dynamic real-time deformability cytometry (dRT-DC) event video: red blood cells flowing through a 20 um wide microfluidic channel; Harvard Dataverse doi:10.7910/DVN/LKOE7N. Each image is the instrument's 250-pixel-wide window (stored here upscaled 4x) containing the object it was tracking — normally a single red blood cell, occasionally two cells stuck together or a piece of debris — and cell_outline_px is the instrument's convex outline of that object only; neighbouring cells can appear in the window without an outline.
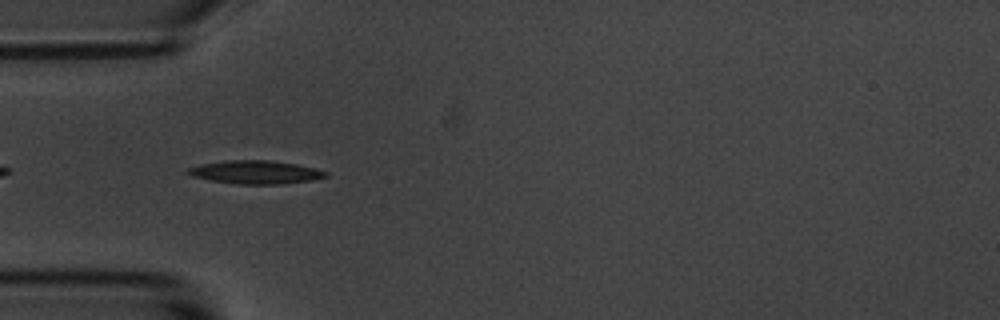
{"species": "common noctule bat (a hibernating species)", "species_latin": "Nyctalus noctula", "temperature_condition": "room temperature", "stored_images_in_passage": 43, "camera_frame_rate_fps": 3000, "um_per_image_px": 0.085, "animal": {"sex": "male", "body_mass_g": 20.1, "forearm_length_mm": 53.5}, "frame": {"image": 1, "passage_image": 3, "time_ms": 0.667, "image_size_px": [1000, 320], "cell_outline_px": [[328, 176], [312, 180], [280, 184], [240, 184], [212, 180], [192, 176], [184, 172], [188, 168], [200, 164], [224, 160], [268, 160], [296, 164], [328, 172]], "centroid_in_image_um": [21.69, 14.63], "position_along_channel_um": 63.3, "area_um2": 18.55}}
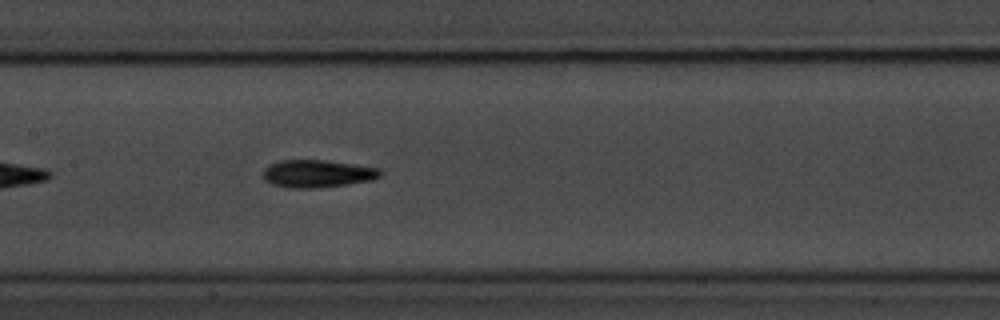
{"frame": {"image": 2, "passage_image": 13, "time_ms": 4.0, "image_size_px": [1000, 320], "cell_outline_px": [[384, 172], [380, 176], [372, 180], [316, 188], [292, 188], [272, 184], [264, 180], [264, 168], [268, 164], [280, 160], [324, 160], [380, 168]], "centroid_in_image_um": [26.97, 14.75], "position_along_channel_um": 180.4, "area_um2": 18.79}}
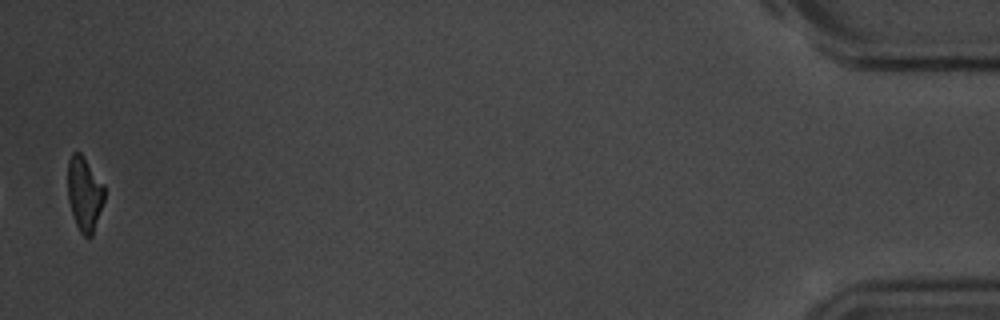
{"frame": {"image": 3, "passage_image": 42, "time_ms": 13.667, "image_size_px": [1000, 320], "cell_outline_px": [[104, 200], [92, 236], [84, 236], [80, 232], [76, 224], [68, 200], [68, 160], [72, 152], [80, 152], [104, 184]], "centroid_in_image_um": [7.17, 16.45], "position_along_channel_um": 428.0, "area_um2": 15.72}, "authors_computed_cell_mechanics": {"area_um2": 17.6868, "velocity_mm_per_s": 3.5237, "shape_relaxation_time_tau1_ms": 3.1734, "shape_relaxation_time_tau2_ms": 8.261, "deformation_change_tau1": 0.1691, "deformation_change_tau2": 0.1942}}